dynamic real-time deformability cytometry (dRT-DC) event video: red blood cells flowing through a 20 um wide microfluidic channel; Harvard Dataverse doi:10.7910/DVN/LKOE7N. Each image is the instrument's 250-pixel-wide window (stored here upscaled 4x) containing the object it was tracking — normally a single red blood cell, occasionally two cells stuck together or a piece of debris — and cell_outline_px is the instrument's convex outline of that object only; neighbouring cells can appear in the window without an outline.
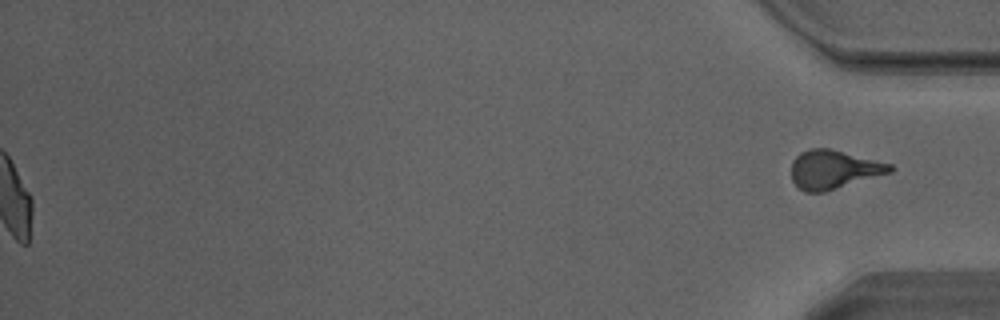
{"species": "Egyptian fruit bat (a non-hibernating species)", "species_latin": "Rousettus aegyptiacus", "temperature_condition": "warm", "stored_images_in_passage": 51, "segment_of_instrument_passage": [2, 2], "camera_frame_rate_fps": 3000, "um_per_image_px": 0.085, "animal": {"sex": "male"}, "frame": {"image": 1, "passage_image": 51, "time_ms": 16.667, "image_size_px": [1000, 320], "cell_outline_px": [[896, 168], [892, 172], [824, 192], [804, 192], [792, 180], [792, 160], [800, 152], [812, 148], [828, 148], [892, 164]], "centroid_in_image_um": [70.87, 14.41], "position_along_channel_um": 364.3, "area_um2": 22.14}}